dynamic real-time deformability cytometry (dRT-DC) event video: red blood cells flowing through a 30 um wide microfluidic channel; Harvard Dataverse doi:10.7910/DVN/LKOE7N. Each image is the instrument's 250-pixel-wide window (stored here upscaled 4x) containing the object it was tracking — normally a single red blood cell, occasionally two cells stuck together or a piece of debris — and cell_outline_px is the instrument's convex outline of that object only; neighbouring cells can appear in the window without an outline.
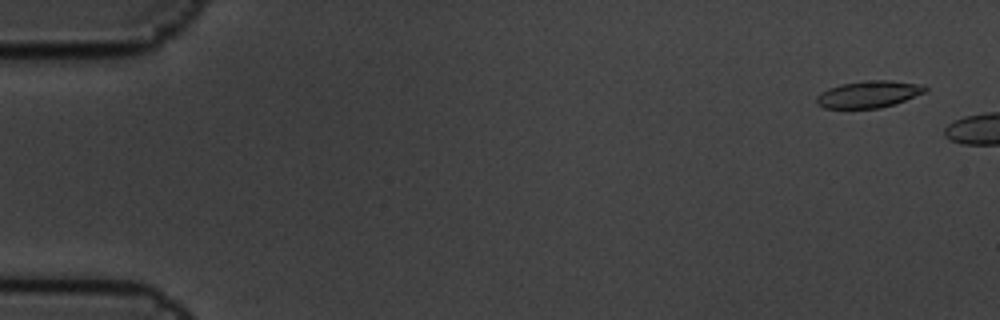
{"species": "common noctule bat (a hibernating species)", "species_latin": "Nyctalus noctula", "temperature_condition": "cold", "stored_images_in_passage": 3, "camera_frame_rate_fps": 3000, "um_per_image_px": 0.085, "animal": {"sex": "male", "body_mass_g": 19.5, "forearm_length_mm": 54.6}, "frame": {"image": 1, "passage_image": 1, "time_ms": 0.0, "image_size_px": [1000, 320], "cell_outline_px": [[928, 88], [924, 92], [904, 100], [880, 108], [824, 108], [816, 104], [816, 96], [820, 92], [828, 88], [840, 84], [864, 80], [892, 80], [924, 84]], "centroid_in_image_um": [73.8, 7.99], "position_along_channel_um": 11.2, "area_um2": 17.11}}